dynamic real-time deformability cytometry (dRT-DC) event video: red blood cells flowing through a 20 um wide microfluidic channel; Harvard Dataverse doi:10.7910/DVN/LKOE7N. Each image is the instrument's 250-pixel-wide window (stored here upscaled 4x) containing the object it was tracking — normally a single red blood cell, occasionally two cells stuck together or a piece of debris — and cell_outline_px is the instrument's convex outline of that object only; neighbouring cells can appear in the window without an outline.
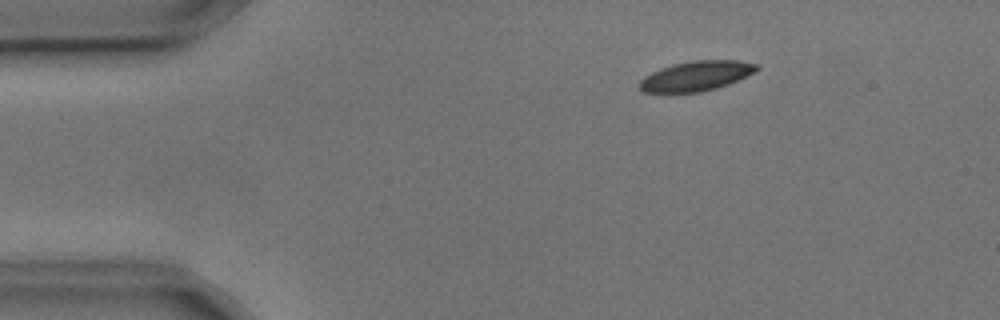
{"species": "common noctule bat (a hibernating species)", "species_latin": "Nyctalus noctula", "temperature_condition": "cold", "stored_images_in_passage": 1, "camera_frame_rate_fps": 3000, "um_per_image_px": 0.085, "animal": {"sex": "male", "body_mass_g": 17.9, "forearm_length_mm": 54.2}, "frame": {"image": 1, "passage_image": 1, "time_ms": 0.0, "image_size_px": [1000, 320], "cell_outline_px": [[760, 68], [756, 72], [728, 84], [716, 88], [700, 92], [644, 92], [640, 88], [640, 80], [644, 76], [660, 68], [672, 64], [692, 60], [736, 60], [760, 64]], "centroid_in_image_um": [59.22, 6.44], "position_along_channel_um": 25.8, "area_um2": 20.4}}